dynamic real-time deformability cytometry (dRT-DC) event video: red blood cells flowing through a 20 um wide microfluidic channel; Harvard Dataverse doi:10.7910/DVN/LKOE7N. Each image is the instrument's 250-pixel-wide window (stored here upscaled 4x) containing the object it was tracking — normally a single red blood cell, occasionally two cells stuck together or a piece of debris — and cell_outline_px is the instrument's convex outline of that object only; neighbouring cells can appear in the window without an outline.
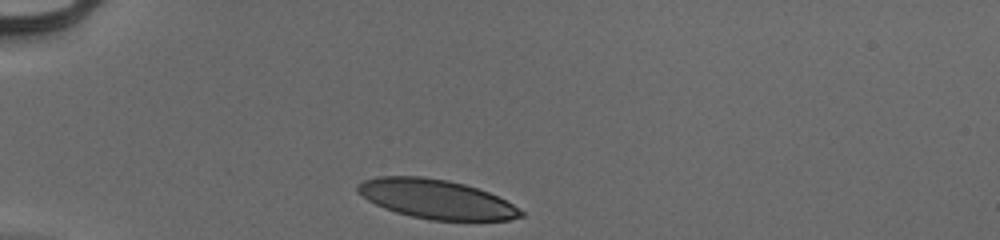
{"species": "human", "species_latin": "Homo sapiens", "temperature_condition": "cold", "stored_images_in_passage": 30, "camera_frame_rate_fps": 3000, "um_per_image_px": 0.085, "donor": {"sex": "male"}, "frame": {"image": 1, "passage_image": 1, "time_ms": 0.0, "image_size_px": [1000, 240], "cell_outline_px": [[524, 216], [508, 220], [432, 220], [412, 216], [396, 212], [384, 208], [368, 200], [356, 188], [364, 180], [376, 176], [420, 176], [448, 180], [464, 184], [488, 192], [512, 204], [524, 212]], "centroid_in_image_um": [37.09, 16.92], "position_along_channel_um": 47.9, "area_um2": 36.82}}
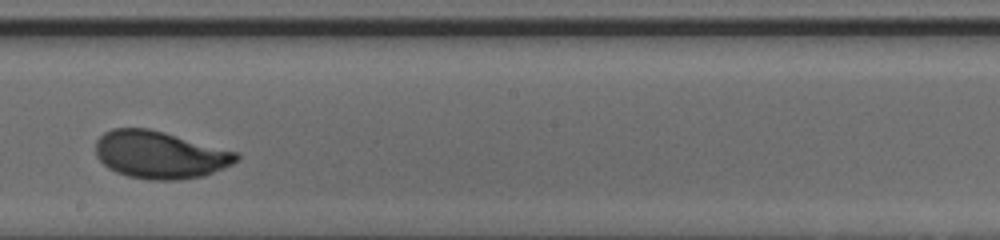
{"frame": {"image": 2, "passage_image": 18, "time_ms": 5.667, "image_size_px": [1000, 240], "cell_outline_px": [[240, 160], [232, 164], [204, 176], [176, 180], [148, 180], [128, 176], [116, 172], [108, 168], [96, 156], [96, 140], [104, 132], [112, 128], [148, 128], [164, 132], [236, 152], [240, 156]], "centroid_in_image_um": [13.57, 13.16], "position_along_channel_um": 234.6, "area_um2": 38.84}}
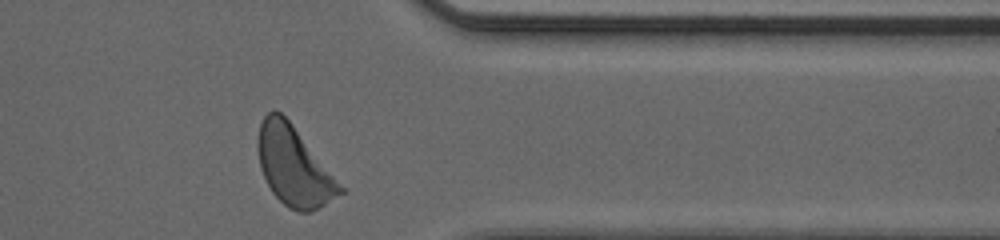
{"frame": {"image": 3, "passage_image": 30, "time_ms": 9.667, "image_size_px": [1000, 240], "cell_outline_px": [[344, 192], [312, 212], [296, 212], [288, 208], [272, 192], [260, 168], [256, 144], [260, 124], [264, 116], [268, 112], [280, 112], [288, 120], [344, 188]], "centroid_in_image_um": [24.95, 14.16], "position_along_channel_um": 386.4, "area_um2": 37.22}, "authors_computed_cell_mechanics": {"area_um2": 38.3214, "velocity_mm_per_s": 3.9238, "shape_relaxation_time_tau1_ms": 4.2401, "shape_relaxation_time_tau2_ms": null, "deformation_change_tau1": 0.185, "deformation_change_tau2": null}}